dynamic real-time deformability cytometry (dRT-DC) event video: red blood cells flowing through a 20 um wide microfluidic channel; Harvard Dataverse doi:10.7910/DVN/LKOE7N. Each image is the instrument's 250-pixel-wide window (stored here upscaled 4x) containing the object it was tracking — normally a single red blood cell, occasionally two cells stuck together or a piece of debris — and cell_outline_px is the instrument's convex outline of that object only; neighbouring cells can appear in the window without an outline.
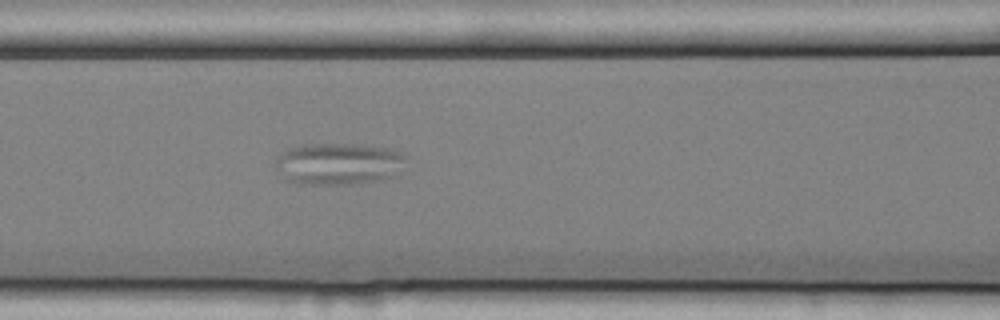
{"species": "common noctule bat (a hibernating species)", "species_latin": "Nyctalus noctula", "temperature_condition": "cold", "stored_images_in_passage": 41, "camera_frame_rate_fps": 3000, "um_per_image_px": 0.085, "animal": {"sex": "female", "body_mass_g": 25.1}, "frame": {"image": 1, "passage_image": 9, "time_ms": 2.667, "image_size_px": [1000, 320], "cell_outline_px": [[404, 156], [396, 176], [384, 180], [356, 184], [296, 184], [288, 180], [276, 168], [276, 156], [288, 148], [304, 144], [360, 144], [392, 148], [400, 152]], "centroid_in_image_um": [28.76, 13.92], "position_along_channel_um": 137.8, "area_um2": 32.02}}
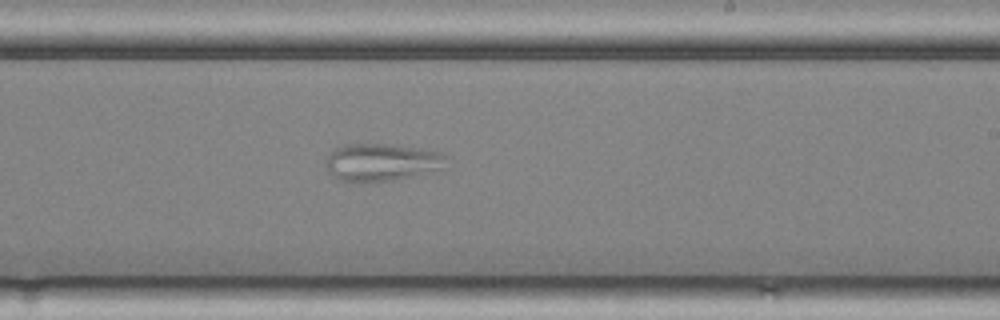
{"frame": {"image": 2, "passage_image": 19, "time_ms": 6.0, "image_size_px": [1000, 320], "cell_outline_px": [[448, 156], [444, 168], [412, 176], [392, 180], [340, 180], [324, 164], [328, 156], [336, 148], [344, 144], [388, 144], [440, 152]], "centroid_in_image_um": [32.49, 13.76], "position_along_channel_um": 256.5, "area_um2": 25.55}}
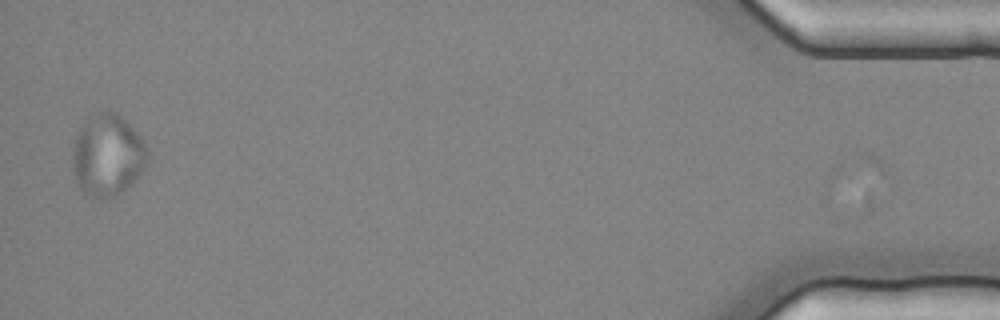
{"frame": {"image": 3, "passage_image": 40, "time_ms": 13.0, "image_size_px": [1000, 320], "cell_outline_px": [[148, 160], [144, 168], [132, 184], [116, 196], [104, 200], [88, 196], [80, 188], [76, 180], [72, 168], [72, 152], [76, 136], [80, 128], [100, 112], [116, 112], [140, 136], [148, 152]], "centroid_in_image_um": [9.14, 13.27], "position_along_channel_um": 426.1, "area_um2": 35.37}}